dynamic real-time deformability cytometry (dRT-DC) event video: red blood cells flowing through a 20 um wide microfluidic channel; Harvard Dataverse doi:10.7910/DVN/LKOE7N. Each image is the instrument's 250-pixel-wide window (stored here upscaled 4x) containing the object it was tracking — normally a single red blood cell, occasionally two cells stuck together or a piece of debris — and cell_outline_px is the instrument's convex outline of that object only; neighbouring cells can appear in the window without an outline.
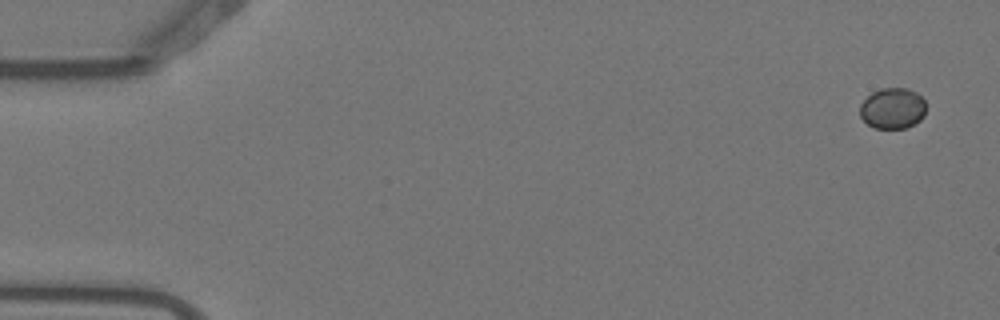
{"species": "Egyptian fruit bat (a non-hibernating species)", "species_latin": "Rousettus aegyptiacus", "temperature_condition": "warm", "stored_images_in_passage": 5, "camera_frame_rate_fps": 3000, "um_per_image_px": 0.085, "animal": {"sex": "female"}, "frame": {"image": 1, "passage_image": 1, "time_ms": 0.0, "image_size_px": [1000, 320], "cell_outline_px": [[924, 116], [920, 120], [904, 128], [876, 128], [868, 124], [860, 116], [860, 104], [872, 92], [880, 88], [908, 88], [916, 92], [924, 100]], "centroid_in_image_um": [75.85, 9.19], "position_along_channel_um": 9.1, "area_um2": 15.61}}
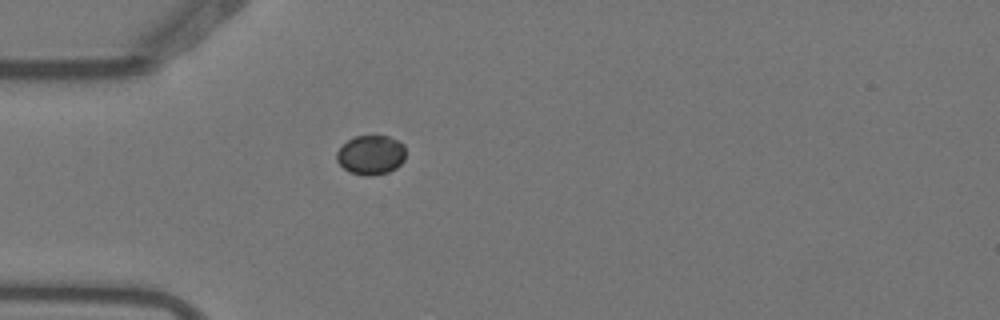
{"frame": {"image": 2, "passage_image": 5, "time_ms": 1.333, "image_size_px": [1000, 320], "cell_outline_px": [[404, 160], [396, 168], [388, 172], [372, 176], [364, 176], [348, 172], [336, 160], [336, 152], [348, 140], [356, 136], [388, 136], [404, 144]], "centroid_in_image_um": [31.51, 13.19], "position_along_channel_um": 53.5, "area_um2": 15.84}}